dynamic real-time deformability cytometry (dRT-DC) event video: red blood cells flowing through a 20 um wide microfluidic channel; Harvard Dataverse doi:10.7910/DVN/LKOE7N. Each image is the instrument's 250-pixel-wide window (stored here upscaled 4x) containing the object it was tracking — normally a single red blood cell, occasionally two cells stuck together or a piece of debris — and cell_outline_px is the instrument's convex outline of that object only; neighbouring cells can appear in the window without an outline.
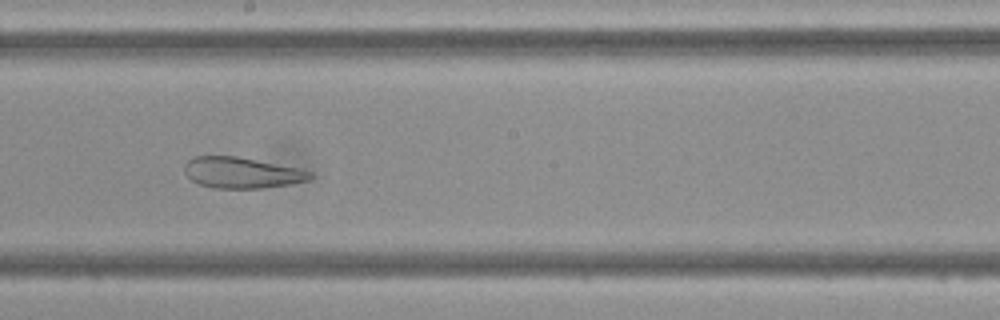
{"species": "Egyptian fruit bat (a non-hibernating species)", "species_latin": "Rousettus aegyptiacus", "temperature_condition": "cold", "stored_images_in_passage": 37, "camera_frame_rate_fps": 3000, "um_per_image_px": 0.085, "frame": {"image": 1, "passage_image": 16, "time_ms": 5.0, "image_size_px": [1000, 320], "cell_outline_px": [[312, 176], [308, 180], [292, 184], [260, 188], [216, 188], [200, 184], [192, 180], [184, 172], [184, 164], [188, 160], [196, 156], [236, 156], [300, 168], [312, 172]], "centroid_in_image_um": [20.56, 14.67], "position_along_channel_um": 227.6, "area_um2": 22.6}}
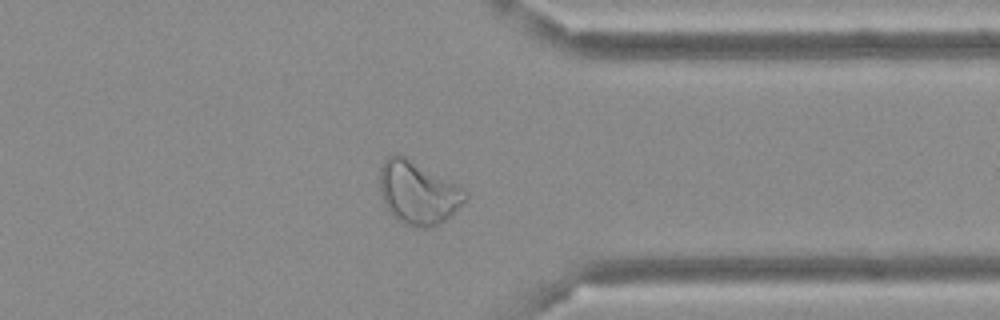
{"frame": {"image": 2, "passage_image": 27, "time_ms": 8.667, "image_size_px": [1000, 320], "cell_outline_px": [[468, 200], [440, 224], [432, 228], [416, 228], [404, 224], [396, 220], [388, 212], [380, 192], [380, 168], [384, 160], [388, 156], [396, 152], [460, 184], [468, 192]], "centroid_in_image_um": [35.56, 16.39], "position_along_channel_um": 375.8, "area_um2": 32.14}}
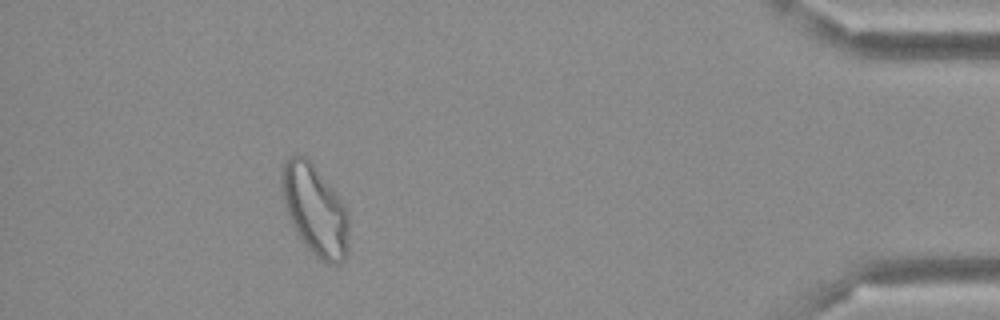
{"frame": {"image": 3, "passage_image": 33, "time_ms": 10.667, "image_size_px": [1000, 320], "cell_outline_px": [[348, 252], [344, 260], [340, 264], [328, 264], [316, 256], [308, 248], [296, 232], [292, 224], [280, 188], [280, 172], [288, 156], [308, 156], [332, 188], [348, 212]], "centroid_in_image_um": [26.77, 17.83], "position_along_channel_um": 408.4, "area_um2": 35.26}}